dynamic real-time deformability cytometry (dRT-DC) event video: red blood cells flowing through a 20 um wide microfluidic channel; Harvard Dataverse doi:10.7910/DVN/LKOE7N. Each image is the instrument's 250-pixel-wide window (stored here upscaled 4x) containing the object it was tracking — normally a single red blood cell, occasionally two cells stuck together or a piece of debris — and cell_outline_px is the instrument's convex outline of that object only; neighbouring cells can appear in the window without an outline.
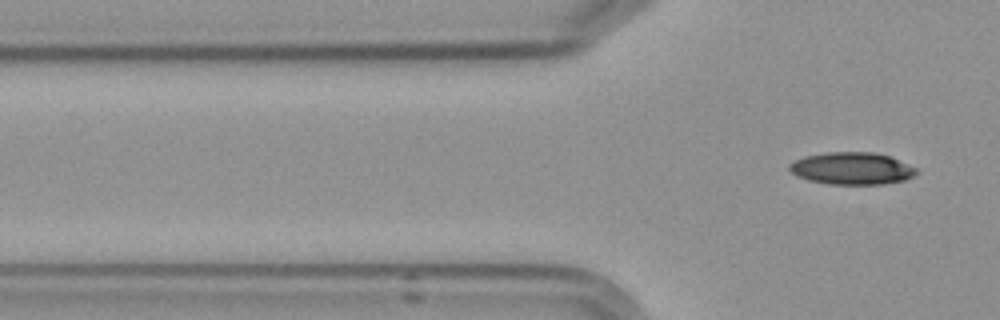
{"species": "Egyptian fruit bat (a non-hibernating species)", "species_latin": "Rousettus aegyptiacus", "temperature_condition": "cold", "stored_images_in_passage": 7, "segment_of_instrument_passage": [2, 2], "camera_frame_rate_fps": 3000, "um_per_image_px": 0.085, "frame": {"image": 1, "passage_image": 7, "time_ms": 7.0, "image_size_px": [1000, 320], "cell_outline_px": [[916, 172], [912, 176], [904, 180], [884, 184], [828, 184], [808, 180], [796, 176], [788, 168], [788, 164], [804, 156], [824, 152], [872, 152], [888, 156], [916, 168]], "centroid_in_image_um": [72.35, 14.32], "position_along_channel_um": 53.5, "area_um2": 23.7}}